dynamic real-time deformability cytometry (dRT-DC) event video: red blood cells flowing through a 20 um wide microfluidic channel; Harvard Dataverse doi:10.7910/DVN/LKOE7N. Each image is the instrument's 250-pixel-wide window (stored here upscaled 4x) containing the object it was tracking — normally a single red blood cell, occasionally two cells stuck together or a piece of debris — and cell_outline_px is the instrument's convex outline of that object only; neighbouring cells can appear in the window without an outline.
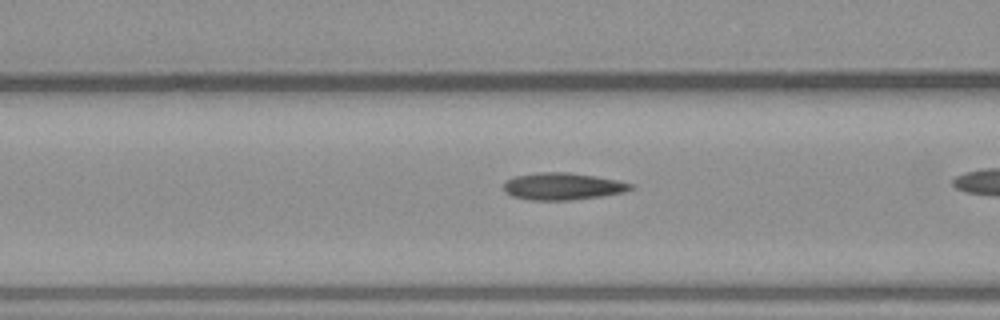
{"species": "common noctule bat (a hibernating species)", "species_latin": "Nyctalus noctula", "temperature_condition": "warm", "stored_images_in_passage": 36, "camera_frame_rate_fps": 3000, "um_per_image_px": 0.085, "animal": {"sex": "male", "body_mass_g": 23.1, "forearm_length_mm": 52.7}, "frame": {"image": 1, "passage_image": 16, "time_ms": 5.0, "image_size_px": [1000, 320], "cell_outline_px": [[636, 188], [624, 192], [600, 196], [572, 200], [532, 200], [512, 196], [504, 192], [504, 180], [516, 176], [540, 172], [568, 172], [596, 176], [616, 180], [632, 184]], "centroid_in_image_um": [47.82, 15.84], "position_along_channel_um": 118.8, "area_um2": 20.06}}
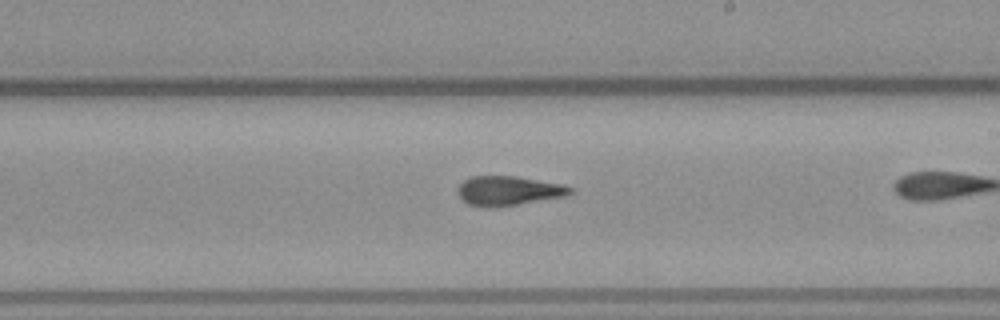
{"frame": {"image": 2, "passage_image": 26, "time_ms": 8.333, "image_size_px": [1000, 320], "cell_outline_px": [[576, 188], [572, 192], [564, 196], [516, 204], [488, 208], [468, 204], [456, 192], [456, 188], [464, 180], [472, 176], [516, 176], [564, 184]], "centroid_in_image_um": [43.21, 16.2], "position_along_channel_um": 245.8, "area_um2": 19.25}}